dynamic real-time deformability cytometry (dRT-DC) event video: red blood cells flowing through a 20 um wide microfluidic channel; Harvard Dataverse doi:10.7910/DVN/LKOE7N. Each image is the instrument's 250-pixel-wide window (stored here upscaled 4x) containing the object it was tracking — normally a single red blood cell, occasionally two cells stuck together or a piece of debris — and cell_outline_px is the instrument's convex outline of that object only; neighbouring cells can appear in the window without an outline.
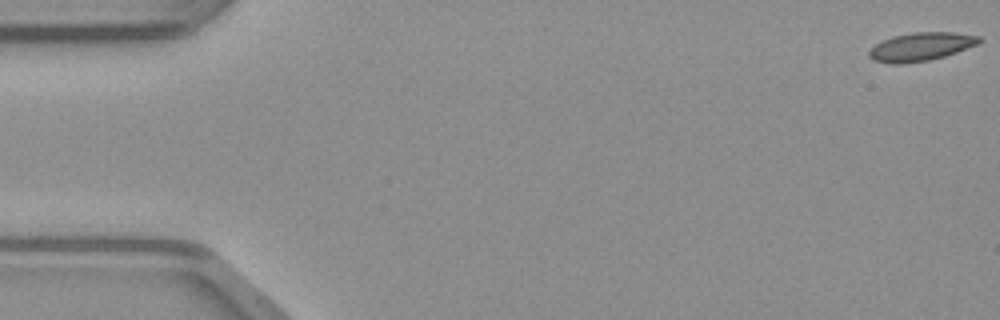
{"species": "common noctule bat (a hibernating species)", "species_latin": "Nyctalus noctula", "temperature_condition": "warm", "stored_images_in_passage": 49, "camera_frame_rate_fps": 3000, "um_per_image_px": 0.085, "animal": {"sex": "male", "body_mass_g": 23.1, "forearm_length_mm": 52.7}, "frame": {"image": 1, "passage_image": 1, "time_ms": 0.0, "image_size_px": [1000, 320], "cell_outline_px": [[984, 40], [976, 44], [956, 52], [944, 56], [928, 60], [904, 64], [892, 64], [872, 60], [868, 56], [868, 52], [876, 44], [892, 36], [912, 32], [952, 32], [980, 36]], "centroid_in_image_um": [78.26, 3.97], "position_along_channel_um": 6.7, "area_um2": 18.15}}
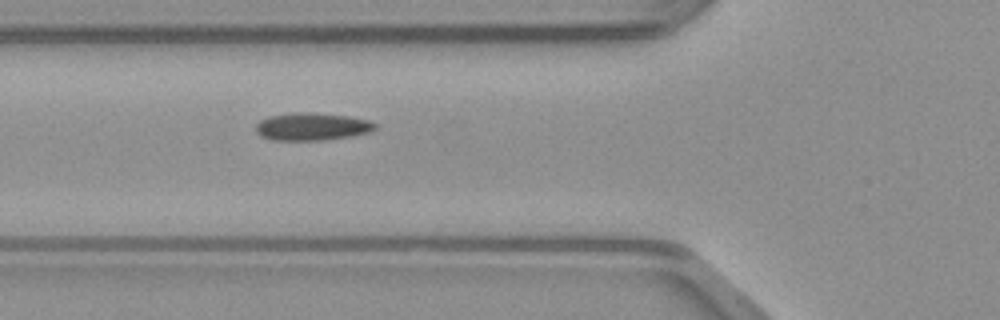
{"frame": {"image": 2, "passage_image": 18, "time_ms": 5.667, "image_size_px": [1000, 320], "cell_outline_px": [[376, 128], [372, 132], [352, 136], [324, 140], [272, 140], [260, 136], [256, 132], [256, 124], [260, 120], [268, 116], [296, 112], [308, 112], [348, 116], [368, 120], [376, 124]], "centroid_in_image_um": [26.51, 10.76], "position_along_channel_um": 99.3, "area_um2": 19.31}}
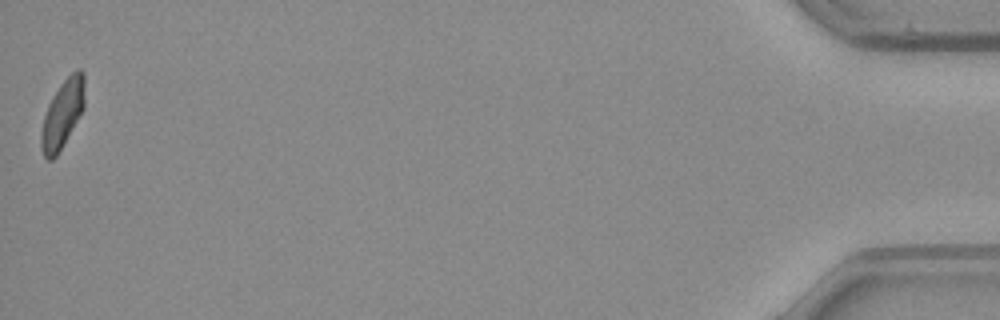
{"frame": {"image": 3, "passage_image": 49, "time_ms": 16.0, "image_size_px": [1000, 320], "cell_outline_px": [[84, 108], [56, 156], [52, 160], [48, 160], [44, 156], [40, 148], [40, 132], [44, 116], [48, 104], [52, 96], [60, 84], [76, 68], [80, 68], [84, 72]], "centroid_in_image_um": [5.3, 9.66], "position_along_channel_um": 429.9, "area_um2": 17.22}}